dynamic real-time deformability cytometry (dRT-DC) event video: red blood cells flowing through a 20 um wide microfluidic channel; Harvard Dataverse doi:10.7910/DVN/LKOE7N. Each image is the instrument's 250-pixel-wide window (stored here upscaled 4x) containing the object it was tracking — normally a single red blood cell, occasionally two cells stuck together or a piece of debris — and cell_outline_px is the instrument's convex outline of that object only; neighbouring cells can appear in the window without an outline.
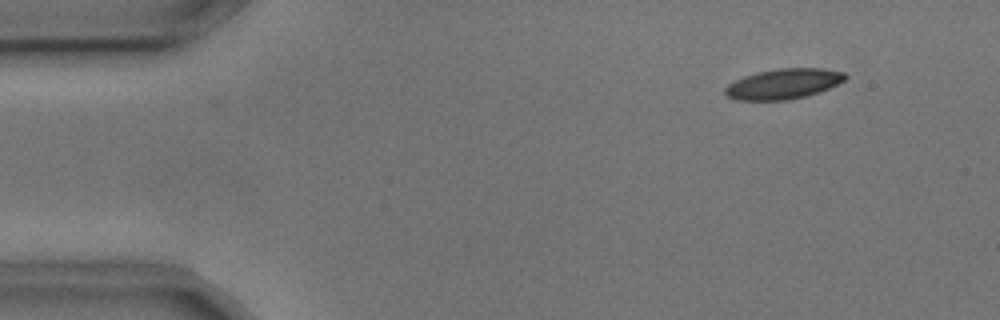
{"species": "common noctule bat (a hibernating species)", "species_latin": "Nyctalus noctula", "temperature_condition": "cold", "stored_images_in_passage": 7, "camera_frame_rate_fps": 3000, "um_per_image_px": 0.085, "animal": {"sex": "male", "body_mass_g": 17.9, "forearm_length_mm": 54.2}, "frame": {"image": 1, "passage_image": 1, "time_ms": 0.0, "image_size_px": [1000, 320], "cell_outline_px": [[848, 76], [844, 80], [828, 88], [804, 96], [788, 100], [736, 100], [728, 96], [724, 92], [724, 88], [728, 84], [744, 76], [756, 72], [780, 68], [820, 68], [844, 72]], "centroid_in_image_um": [66.56, 7.12], "position_along_channel_um": 18.4, "area_um2": 20.98}}
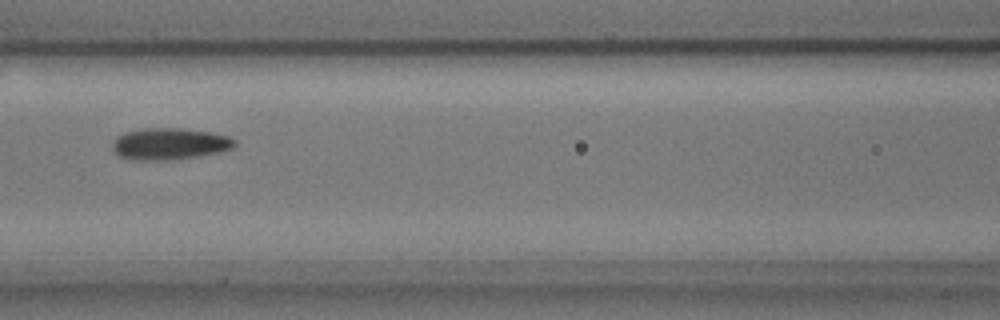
{"frame": {"image": 2, "passage_image": 6, "time_ms": 1.667, "image_size_px": [1000, 320], "cell_outline_px": [[236, 144], [232, 148], [220, 152], [200, 156], [172, 160], [128, 160], [120, 156], [112, 148], [112, 144], [116, 136], [124, 132], [140, 128], [180, 128], [208, 132], [228, 136], [236, 140]], "centroid_in_image_um": [14.39, 12.23], "position_along_channel_um": 152.2, "area_um2": 22.77}}
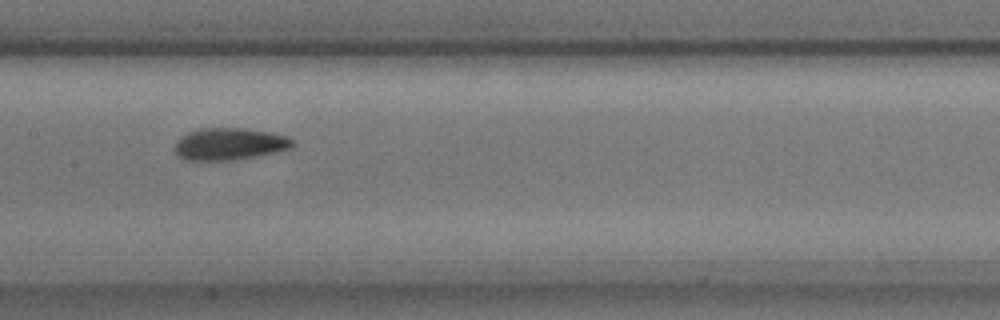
{"frame": {"image": 3, "passage_image": 7, "time_ms": 2.0, "image_size_px": [1000, 320], "cell_outline_px": [[292, 148], [280, 152], [236, 160], [184, 160], [176, 156], [176, 140], [180, 136], [188, 132], [200, 128], [244, 128], [268, 132], [288, 136], [292, 140]], "centroid_in_image_um": [19.5, 12.25], "position_along_channel_um": 187.9, "area_um2": 22.25}}